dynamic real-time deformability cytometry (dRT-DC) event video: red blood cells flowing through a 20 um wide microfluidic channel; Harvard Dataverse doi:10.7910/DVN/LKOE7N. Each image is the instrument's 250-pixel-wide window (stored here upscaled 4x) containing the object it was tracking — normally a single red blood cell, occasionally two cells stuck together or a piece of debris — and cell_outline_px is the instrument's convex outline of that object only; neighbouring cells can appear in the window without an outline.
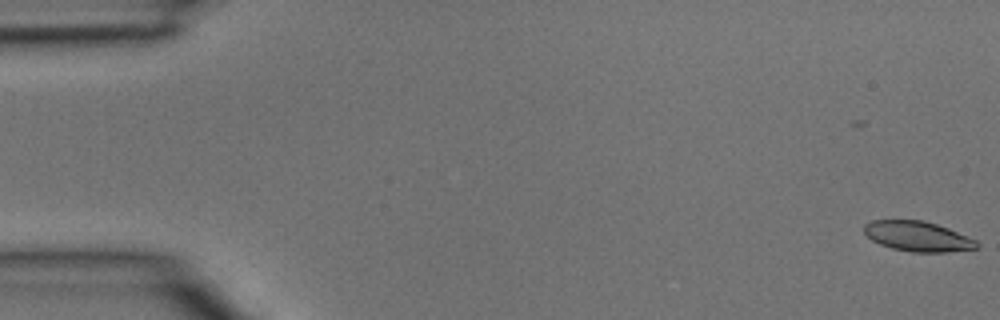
{"species": "common noctule bat (a hibernating species)", "species_latin": "Nyctalus noctula", "temperature_condition": "room temperature", "stored_images_in_passage": 4, "camera_frame_rate_fps": 3000, "um_per_image_px": 0.085, "animal": {"sex": "male", "body_mass_g": 15.6}, "frame": {"image": 1, "passage_image": 1, "time_ms": 0.0, "image_size_px": [1000, 320], "cell_outline_px": [[980, 248], [948, 252], [912, 252], [892, 248], [880, 244], [872, 240], [864, 232], [864, 224], [872, 220], [924, 220], [948, 228], [976, 240], [980, 244]], "centroid_in_image_um": [78.03, 20.09], "position_along_channel_um": 7.0, "area_um2": 19.77}}
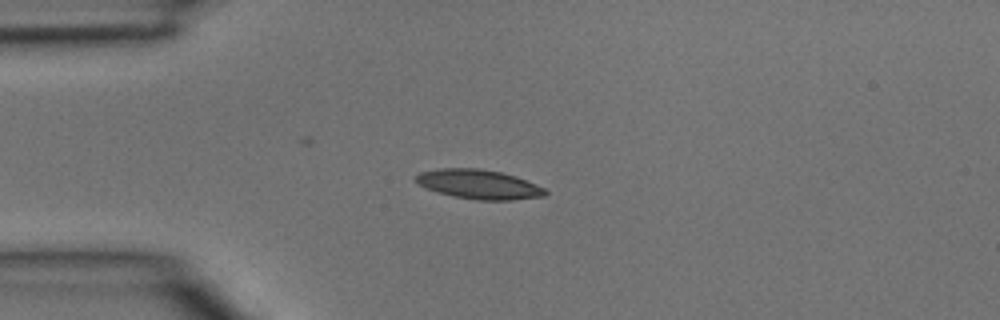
{"frame": {"image": 2, "passage_image": 4, "time_ms": 1.0, "image_size_px": [1000, 320], "cell_outline_px": [[548, 192], [544, 196], [512, 200], [476, 200], [456, 196], [440, 192], [428, 188], [420, 184], [416, 180], [416, 176], [420, 172], [440, 168], [480, 168], [500, 172], [516, 176], [536, 184], [544, 188]], "centroid_in_image_um": [40.75, 15.66], "position_along_channel_um": 44.3, "area_um2": 21.85}}